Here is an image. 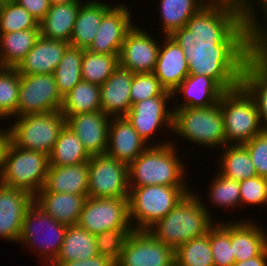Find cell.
I'll return each mask as SVG.
<instances>
[{"label": "cell", "instance_id": "48", "mask_svg": "<svg viewBox=\"0 0 267 266\" xmlns=\"http://www.w3.org/2000/svg\"><path fill=\"white\" fill-rule=\"evenodd\" d=\"M265 24L259 22L251 29L252 58L267 67V15ZM265 25V26H264Z\"/></svg>", "mask_w": 267, "mask_h": 266}, {"label": "cell", "instance_id": "27", "mask_svg": "<svg viewBox=\"0 0 267 266\" xmlns=\"http://www.w3.org/2000/svg\"><path fill=\"white\" fill-rule=\"evenodd\" d=\"M112 6L108 2L104 3L99 0L83 2L75 20L69 44L87 49L96 36L102 17Z\"/></svg>", "mask_w": 267, "mask_h": 266}, {"label": "cell", "instance_id": "6", "mask_svg": "<svg viewBox=\"0 0 267 266\" xmlns=\"http://www.w3.org/2000/svg\"><path fill=\"white\" fill-rule=\"evenodd\" d=\"M48 169V155L18 148L9 141L0 173V184L35 196L44 187Z\"/></svg>", "mask_w": 267, "mask_h": 266}, {"label": "cell", "instance_id": "35", "mask_svg": "<svg viewBox=\"0 0 267 266\" xmlns=\"http://www.w3.org/2000/svg\"><path fill=\"white\" fill-rule=\"evenodd\" d=\"M90 158L78 136L65 125L49 155V166L76 165L88 162Z\"/></svg>", "mask_w": 267, "mask_h": 266}, {"label": "cell", "instance_id": "49", "mask_svg": "<svg viewBox=\"0 0 267 266\" xmlns=\"http://www.w3.org/2000/svg\"><path fill=\"white\" fill-rule=\"evenodd\" d=\"M16 3L25 8L38 22H40L50 9V0H16Z\"/></svg>", "mask_w": 267, "mask_h": 266}, {"label": "cell", "instance_id": "51", "mask_svg": "<svg viewBox=\"0 0 267 266\" xmlns=\"http://www.w3.org/2000/svg\"><path fill=\"white\" fill-rule=\"evenodd\" d=\"M233 266H267V247L258 256L235 262Z\"/></svg>", "mask_w": 267, "mask_h": 266}, {"label": "cell", "instance_id": "13", "mask_svg": "<svg viewBox=\"0 0 267 266\" xmlns=\"http://www.w3.org/2000/svg\"><path fill=\"white\" fill-rule=\"evenodd\" d=\"M116 266H175V250L147 230H133L126 238Z\"/></svg>", "mask_w": 267, "mask_h": 266}, {"label": "cell", "instance_id": "37", "mask_svg": "<svg viewBox=\"0 0 267 266\" xmlns=\"http://www.w3.org/2000/svg\"><path fill=\"white\" fill-rule=\"evenodd\" d=\"M119 67V54H99L83 51L82 80L101 86Z\"/></svg>", "mask_w": 267, "mask_h": 266}, {"label": "cell", "instance_id": "42", "mask_svg": "<svg viewBox=\"0 0 267 266\" xmlns=\"http://www.w3.org/2000/svg\"><path fill=\"white\" fill-rule=\"evenodd\" d=\"M31 28H39V22L25 8L16 2L0 6V33Z\"/></svg>", "mask_w": 267, "mask_h": 266}, {"label": "cell", "instance_id": "29", "mask_svg": "<svg viewBox=\"0 0 267 266\" xmlns=\"http://www.w3.org/2000/svg\"><path fill=\"white\" fill-rule=\"evenodd\" d=\"M40 36V28L11 33H0V65L16 68L34 47Z\"/></svg>", "mask_w": 267, "mask_h": 266}, {"label": "cell", "instance_id": "34", "mask_svg": "<svg viewBox=\"0 0 267 266\" xmlns=\"http://www.w3.org/2000/svg\"><path fill=\"white\" fill-rule=\"evenodd\" d=\"M60 111L64 117L101 111L100 86L82 80L63 97Z\"/></svg>", "mask_w": 267, "mask_h": 266}, {"label": "cell", "instance_id": "45", "mask_svg": "<svg viewBox=\"0 0 267 266\" xmlns=\"http://www.w3.org/2000/svg\"><path fill=\"white\" fill-rule=\"evenodd\" d=\"M239 182L242 207L247 204L252 206L267 205V178L257 175Z\"/></svg>", "mask_w": 267, "mask_h": 266}, {"label": "cell", "instance_id": "23", "mask_svg": "<svg viewBox=\"0 0 267 266\" xmlns=\"http://www.w3.org/2000/svg\"><path fill=\"white\" fill-rule=\"evenodd\" d=\"M69 45L68 42L40 35L16 70L22 75L53 74Z\"/></svg>", "mask_w": 267, "mask_h": 266}, {"label": "cell", "instance_id": "54", "mask_svg": "<svg viewBox=\"0 0 267 266\" xmlns=\"http://www.w3.org/2000/svg\"><path fill=\"white\" fill-rule=\"evenodd\" d=\"M51 4H68L76 2H84L83 0H50Z\"/></svg>", "mask_w": 267, "mask_h": 266}, {"label": "cell", "instance_id": "19", "mask_svg": "<svg viewBox=\"0 0 267 266\" xmlns=\"http://www.w3.org/2000/svg\"><path fill=\"white\" fill-rule=\"evenodd\" d=\"M149 146L125 116L111 118L106 155L129 165Z\"/></svg>", "mask_w": 267, "mask_h": 266}, {"label": "cell", "instance_id": "9", "mask_svg": "<svg viewBox=\"0 0 267 266\" xmlns=\"http://www.w3.org/2000/svg\"><path fill=\"white\" fill-rule=\"evenodd\" d=\"M67 226L33 203L23 218L18 243L25 245V248H33V252H37L48 266L56 259L62 247Z\"/></svg>", "mask_w": 267, "mask_h": 266}, {"label": "cell", "instance_id": "21", "mask_svg": "<svg viewBox=\"0 0 267 266\" xmlns=\"http://www.w3.org/2000/svg\"><path fill=\"white\" fill-rule=\"evenodd\" d=\"M162 37L164 38L153 73L167 91L173 92L189 75L188 61L174 39L170 36Z\"/></svg>", "mask_w": 267, "mask_h": 266}, {"label": "cell", "instance_id": "15", "mask_svg": "<svg viewBox=\"0 0 267 266\" xmlns=\"http://www.w3.org/2000/svg\"><path fill=\"white\" fill-rule=\"evenodd\" d=\"M131 11L124 3L113 5L102 17L96 36L87 50L99 54H120L127 33L134 27Z\"/></svg>", "mask_w": 267, "mask_h": 266}, {"label": "cell", "instance_id": "30", "mask_svg": "<svg viewBox=\"0 0 267 266\" xmlns=\"http://www.w3.org/2000/svg\"><path fill=\"white\" fill-rule=\"evenodd\" d=\"M240 85L254 99L262 132H267V67L251 58L244 67Z\"/></svg>", "mask_w": 267, "mask_h": 266}, {"label": "cell", "instance_id": "10", "mask_svg": "<svg viewBox=\"0 0 267 266\" xmlns=\"http://www.w3.org/2000/svg\"><path fill=\"white\" fill-rule=\"evenodd\" d=\"M128 165L106 154L88 161V197L128 198Z\"/></svg>", "mask_w": 267, "mask_h": 266}, {"label": "cell", "instance_id": "7", "mask_svg": "<svg viewBox=\"0 0 267 266\" xmlns=\"http://www.w3.org/2000/svg\"><path fill=\"white\" fill-rule=\"evenodd\" d=\"M16 118V119H15ZM9 128V141L25 150L50 155L66 119L60 110L13 117Z\"/></svg>", "mask_w": 267, "mask_h": 266}, {"label": "cell", "instance_id": "53", "mask_svg": "<svg viewBox=\"0 0 267 266\" xmlns=\"http://www.w3.org/2000/svg\"><path fill=\"white\" fill-rule=\"evenodd\" d=\"M255 3L258 4L259 9L263 10L264 16L267 15V0H257Z\"/></svg>", "mask_w": 267, "mask_h": 266}, {"label": "cell", "instance_id": "24", "mask_svg": "<svg viewBox=\"0 0 267 266\" xmlns=\"http://www.w3.org/2000/svg\"><path fill=\"white\" fill-rule=\"evenodd\" d=\"M253 220L231 222V247L236 262L258 256L267 247V233Z\"/></svg>", "mask_w": 267, "mask_h": 266}, {"label": "cell", "instance_id": "36", "mask_svg": "<svg viewBox=\"0 0 267 266\" xmlns=\"http://www.w3.org/2000/svg\"><path fill=\"white\" fill-rule=\"evenodd\" d=\"M84 49L69 45L58 66L54 70V78L58 92L64 97L82 81L81 66Z\"/></svg>", "mask_w": 267, "mask_h": 266}, {"label": "cell", "instance_id": "20", "mask_svg": "<svg viewBox=\"0 0 267 266\" xmlns=\"http://www.w3.org/2000/svg\"><path fill=\"white\" fill-rule=\"evenodd\" d=\"M226 91L211 77L189 74L172 92L173 98L180 95L181 102L175 103L173 109L211 107L218 104ZM179 94V95H177ZM176 95V96H175Z\"/></svg>", "mask_w": 267, "mask_h": 266}, {"label": "cell", "instance_id": "25", "mask_svg": "<svg viewBox=\"0 0 267 266\" xmlns=\"http://www.w3.org/2000/svg\"><path fill=\"white\" fill-rule=\"evenodd\" d=\"M87 197L71 193L39 191L34 196V203L56 221L74 225L78 224Z\"/></svg>", "mask_w": 267, "mask_h": 266}, {"label": "cell", "instance_id": "55", "mask_svg": "<svg viewBox=\"0 0 267 266\" xmlns=\"http://www.w3.org/2000/svg\"><path fill=\"white\" fill-rule=\"evenodd\" d=\"M16 0H0V6L8 3H15Z\"/></svg>", "mask_w": 267, "mask_h": 266}, {"label": "cell", "instance_id": "50", "mask_svg": "<svg viewBox=\"0 0 267 266\" xmlns=\"http://www.w3.org/2000/svg\"><path fill=\"white\" fill-rule=\"evenodd\" d=\"M49 266H116V264L110 258L98 254L86 260L52 262Z\"/></svg>", "mask_w": 267, "mask_h": 266}, {"label": "cell", "instance_id": "1", "mask_svg": "<svg viewBox=\"0 0 267 266\" xmlns=\"http://www.w3.org/2000/svg\"><path fill=\"white\" fill-rule=\"evenodd\" d=\"M170 37L184 51L189 74L211 77L225 91L240 86L252 44L251 27L238 13L207 3Z\"/></svg>", "mask_w": 267, "mask_h": 266}, {"label": "cell", "instance_id": "28", "mask_svg": "<svg viewBox=\"0 0 267 266\" xmlns=\"http://www.w3.org/2000/svg\"><path fill=\"white\" fill-rule=\"evenodd\" d=\"M82 3L51 4L47 14L39 22L40 35L69 43Z\"/></svg>", "mask_w": 267, "mask_h": 266}, {"label": "cell", "instance_id": "17", "mask_svg": "<svg viewBox=\"0 0 267 266\" xmlns=\"http://www.w3.org/2000/svg\"><path fill=\"white\" fill-rule=\"evenodd\" d=\"M111 118L102 111L65 117L66 126L78 136L91 156L105 154Z\"/></svg>", "mask_w": 267, "mask_h": 266}, {"label": "cell", "instance_id": "22", "mask_svg": "<svg viewBox=\"0 0 267 266\" xmlns=\"http://www.w3.org/2000/svg\"><path fill=\"white\" fill-rule=\"evenodd\" d=\"M130 70L118 67L100 86L101 111L110 117L125 116L130 108V89L133 82Z\"/></svg>", "mask_w": 267, "mask_h": 266}, {"label": "cell", "instance_id": "26", "mask_svg": "<svg viewBox=\"0 0 267 266\" xmlns=\"http://www.w3.org/2000/svg\"><path fill=\"white\" fill-rule=\"evenodd\" d=\"M40 191L88 196V162L70 166H49Z\"/></svg>", "mask_w": 267, "mask_h": 266}, {"label": "cell", "instance_id": "4", "mask_svg": "<svg viewBox=\"0 0 267 266\" xmlns=\"http://www.w3.org/2000/svg\"><path fill=\"white\" fill-rule=\"evenodd\" d=\"M129 188V220L133 230H147L164 218L187 193L193 191L188 186L149 185Z\"/></svg>", "mask_w": 267, "mask_h": 266}, {"label": "cell", "instance_id": "32", "mask_svg": "<svg viewBox=\"0 0 267 266\" xmlns=\"http://www.w3.org/2000/svg\"><path fill=\"white\" fill-rule=\"evenodd\" d=\"M206 4L207 0H160L164 36H170L175 30L185 27L187 21Z\"/></svg>", "mask_w": 267, "mask_h": 266}, {"label": "cell", "instance_id": "43", "mask_svg": "<svg viewBox=\"0 0 267 266\" xmlns=\"http://www.w3.org/2000/svg\"><path fill=\"white\" fill-rule=\"evenodd\" d=\"M131 104L154 96H173L172 92L167 91L151 73H136L133 75V82L130 89Z\"/></svg>", "mask_w": 267, "mask_h": 266}, {"label": "cell", "instance_id": "39", "mask_svg": "<svg viewBox=\"0 0 267 266\" xmlns=\"http://www.w3.org/2000/svg\"><path fill=\"white\" fill-rule=\"evenodd\" d=\"M19 87L20 74L16 68L1 67L0 120H7L8 118L10 119L17 117Z\"/></svg>", "mask_w": 267, "mask_h": 266}, {"label": "cell", "instance_id": "33", "mask_svg": "<svg viewBox=\"0 0 267 266\" xmlns=\"http://www.w3.org/2000/svg\"><path fill=\"white\" fill-rule=\"evenodd\" d=\"M220 160L218 173L235 181H242L257 176L251 157L243 144L225 145Z\"/></svg>", "mask_w": 267, "mask_h": 266}, {"label": "cell", "instance_id": "11", "mask_svg": "<svg viewBox=\"0 0 267 266\" xmlns=\"http://www.w3.org/2000/svg\"><path fill=\"white\" fill-rule=\"evenodd\" d=\"M78 225L93 235L113 229L133 230L128 198L87 197Z\"/></svg>", "mask_w": 267, "mask_h": 266}, {"label": "cell", "instance_id": "3", "mask_svg": "<svg viewBox=\"0 0 267 266\" xmlns=\"http://www.w3.org/2000/svg\"><path fill=\"white\" fill-rule=\"evenodd\" d=\"M176 148L170 140L150 145L128 165L129 187L188 186L185 166Z\"/></svg>", "mask_w": 267, "mask_h": 266}, {"label": "cell", "instance_id": "41", "mask_svg": "<svg viewBox=\"0 0 267 266\" xmlns=\"http://www.w3.org/2000/svg\"><path fill=\"white\" fill-rule=\"evenodd\" d=\"M211 182L208 191V200L213 206L222 208L241 207L240 182L229 179L219 173Z\"/></svg>", "mask_w": 267, "mask_h": 266}, {"label": "cell", "instance_id": "12", "mask_svg": "<svg viewBox=\"0 0 267 266\" xmlns=\"http://www.w3.org/2000/svg\"><path fill=\"white\" fill-rule=\"evenodd\" d=\"M62 102L53 74H20L17 116L58 111Z\"/></svg>", "mask_w": 267, "mask_h": 266}, {"label": "cell", "instance_id": "38", "mask_svg": "<svg viewBox=\"0 0 267 266\" xmlns=\"http://www.w3.org/2000/svg\"><path fill=\"white\" fill-rule=\"evenodd\" d=\"M175 266H214L209 232L175 250Z\"/></svg>", "mask_w": 267, "mask_h": 266}, {"label": "cell", "instance_id": "44", "mask_svg": "<svg viewBox=\"0 0 267 266\" xmlns=\"http://www.w3.org/2000/svg\"><path fill=\"white\" fill-rule=\"evenodd\" d=\"M133 230L113 229L96 235L98 254L110 258L115 263L118 261L127 236Z\"/></svg>", "mask_w": 267, "mask_h": 266}, {"label": "cell", "instance_id": "46", "mask_svg": "<svg viewBox=\"0 0 267 266\" xmlns=\"http://www.w3.org/2000/svg\"><path fill=\"white\" fill-rule=\"evenodd\" d=\"M243 145L251 157L257 175L267 178V132H261Z\"/></svg>", "mask_w": 267, "mask_h": 266}, {"label": "cell", "instance_id": "14", "mask_svg": "<svg viewBox=\"0 0 267 266\" xmlns=\"http://www.w3.org/2000/svg\"><path fill=\"white\" fill-rule=\"evenodd\" d=\"M173 96H154L134 103L125 115L132 127L149 145H152L153 136L166 125L165 129L173 127V109H168L167 103ZM152 137V138H151ZM151 138V139H150Z\"/></svg>", "mask_w": 267, "mask_h": 266}, {"label": "cell", "instance_id": "31", "mask_svg": "<svg viewBox=\"0 0 267 266\" xmlns=\"http://www.w3.org/2000/svg\"><path fill=\"white\" fill-rule=\"evenodd\" d=\"M98 255L96 235L78 224L68 225L60 251L53 262L86 260Z\"/></svg>", "mask_w": 267, "mask_h": 266}, {"label": "cell", "instance_id": "5", "mask_svg": "<svg viewBox=\"0 0 267 266\" xmlns=\"http://www.w3.org/2000/svg\"><path fill=\"white\" fill-rule=\"evenodd\" d=\"M172 133L205 148L226 145L220 104L211 107L173 109Z\"/></svg>", "mask_w": 267, "mask_h": 266}, {"label": "cell", "instance_id": "47", "mask_svg": "<svg viewBox=\"0 0 267 266\" xmlns=\"http://www.w3.org/2000/svg\"><path fill=\"white\" fill-rule=\"evenodd\" d=\"M256 0H207V3L212 6L230 9L238 13L251 27L258 24L259 18L257 14ZM255 4V5H254Z\"/></svg>", "mask_w": 267, "mask_h": 266}, {"label": "cell", "instance_id": "52", "mask_svg": "<svg viewBox=\"0 0 267 266\" xmlns=\"http://www.w3.org/2000/svg\"><path fill=\"white\" fill-rule=\"evenodd\" d=\"M8 143H9L8 127L3 128V129L0 127V173L2 170L4 154H5V150H6Z\"/></svg>", "mask_w": 267, "mask_h": 266}, {"label": "cell", "instance_id": "8", "mask_svg": "<svg viewBox=\"0 0 267 266\" xmlns=\"http://www.w3.org/2000/svg\"><path fill=\"white\" fill-rule=\"evenodd\" d=\"M219 104L226 145L244 144L262 132L256 103L241 85L226 91Z\"/></svg>", "mask_w": 267, "mask_h": 266}, {"label": "cell", "instance_id": "40", "mask_svg": "<svg viewBox=\"0 0 267 266\" xmlns=\"http://www.w3.org/2000/svg\"><path fill=\"white\" fill-rule=\"evenodd\" d=\"M214 266H233L235 261L231 247V221H216L209 230Z\"/></svg>", "mask_w": 267, "mask_h": 266}, {"label": "cell", "instance_id": "16", "mask_svg": "<svg viewBox=\"0 0 267 266\" xmlns=\"http://www.w3.org/2000/svg\"><path fill=\"white\" fill-rule=\"evenodd\" d=\"M160 44L138 25L127 33L119 54V66L132 73L154 72Z\"/></svg>", "mask_w": 267, "mask_h": 266}, {"label": "cell", "instance_id": "2", "mask_svg": "<svg viewBox=\"0 0 267 266\" xmlns=\"http://www.w3.org/2000/svg\"><path fill=\"white\" fill-rule=\"evenodd\" d=\"M198 195L195 190L194 193H187L164 218L156 221L147 231L174 250L183 243L207 234L216 222L208 205Z\"/></svg>", "mask_w": 267, "mask_h": 266}, {"label": "cell", "instance_id": "18", "mask_svg": "<svg viewBox=\"0 0 267 266\" xmlns=\"http://www.w3.org/2000/svg\"><path fill=\"white\" fill-rule=\"evenodd\" d=\"M34 196L0 184V239L18 242L23 218Z\"/></svg>", "mask_w": 267, "mask_h": 266}]
</instances>
